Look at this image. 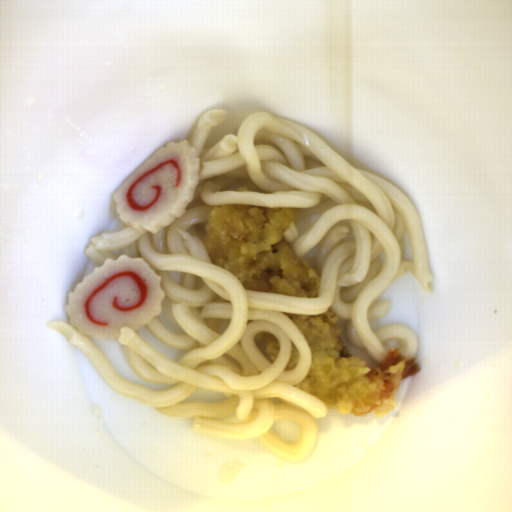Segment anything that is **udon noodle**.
<instances>
[{"label":"udon noodle","mask_w":512,"mask_h":512,"mask_svg":"<svg viewBox=\"0 0 512 512\" xmlns=\"http://www.w3.org/2000/svg\"><path fill=\"white\" fill-rule=\"evenodd\" d=\"M412 379H413V376L406 377L403 380H401V383L398 386L397 391H396V393L394 395L395 403H399L400 404V403L404 402L405 397H406L407 392H408L409 384H410Z\"/></svg>","instance_id":"2"},{"label":"udon noodle","mask_w":512,"mask_h":512,"mask_svg":"<svg viewBox=\"0 0 512 512\" xmlns=\"http://www.w3.org/2000/svg\"><path fill=\"white\" fill-rule=\"evenodd\" d=\"M226 109L203 112L188 144L199 158V183L181 217L157 233L136 230L116 213V232L85 245L86 267L72 281L120 254L143 258L162 278L161 313L146 326H123L118 338L85 335L51 320L80 349L114 393L191 421L189 430L223 441L256 440L280 464L303 462L317 448L319 420L329 412L319 398L295 385L305 380L313 354L295 322L282 313L336 315L353 356L372 368L390 348L415 357L417 334L406 324L372 328L391 300H378L401 277L413 275L425 293L435 291L425 229L410 197L371 171L357 168L317 134L273 113L244 117L236 134L203 152ZM219 203L300 210L282 237L303 265L320 277L318 298L243 289L236 276L215 266L201 244L205 214ZM277 337L274 362L254 335ZM290 340L300 351L292 371Z\"/></svg>","instance_id":"1"}]
</instances>
